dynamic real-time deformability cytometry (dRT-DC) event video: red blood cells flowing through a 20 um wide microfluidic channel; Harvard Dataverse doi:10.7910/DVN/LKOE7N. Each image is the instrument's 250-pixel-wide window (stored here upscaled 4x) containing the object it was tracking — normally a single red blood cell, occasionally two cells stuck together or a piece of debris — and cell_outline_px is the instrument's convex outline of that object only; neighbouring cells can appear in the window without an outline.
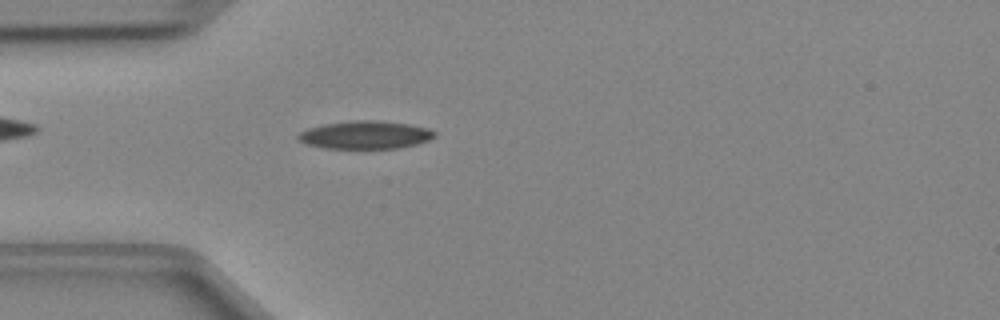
{"species": "Egyptian fruit bat (a non-hibernating species)", "species_latin": "Rousettus aegyptiacus", "temperature_condition": "cold", "stored_images_in_passage": 46, "camera_frame_rate_fps": 3000, "um_per_image_px": 0.085, "animal": {"sex": "female"}, "frame": {"image": 1, "passage_image": 12, "time_ms": 3.667, "image_size_px": [1000, 320], "cell_outline_px": [[436, 136], [428, 140], [416, 144], [396, 148], [324, 148], [308, 144], [300, 140], [296, 136], [300, 132], [308, 128], [324, 124], [352, 120], [376, 120], [408, 124], [428, 128], [436, 132]], "centroid_in_image_um": [31.06, 11.46], "position_along_channel_um": 53.9, "area_um2": 22.08}}
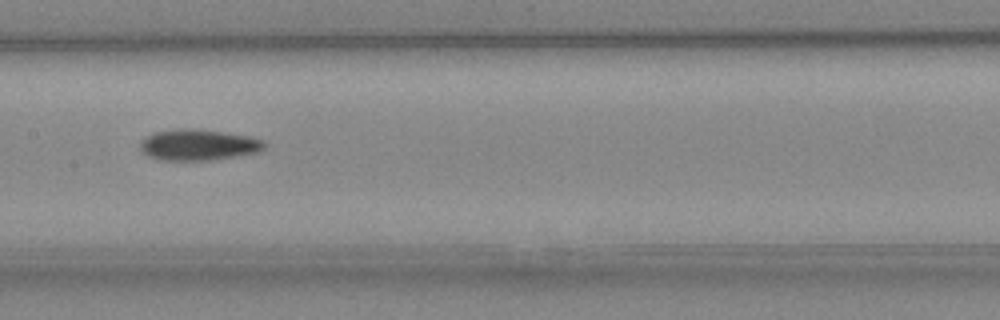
{"frame": {"image": 2, "passage_image": 22, "time_ms": 7.0, "image_size_px": [1000, 320], "cell_outline_px": [[264, 148], [256, 152], [236, 156], [212, 160], [160, 160], [148, 156], [140, 152], [140, 144], [144, 136], [152, 132], [176, 128], [196, 128], [248, 136], [264, 140]], "centroid_in_image_um": [16.78, 12.3], "position_along_channel_um": 190.6, "area_um2": 22.66}}
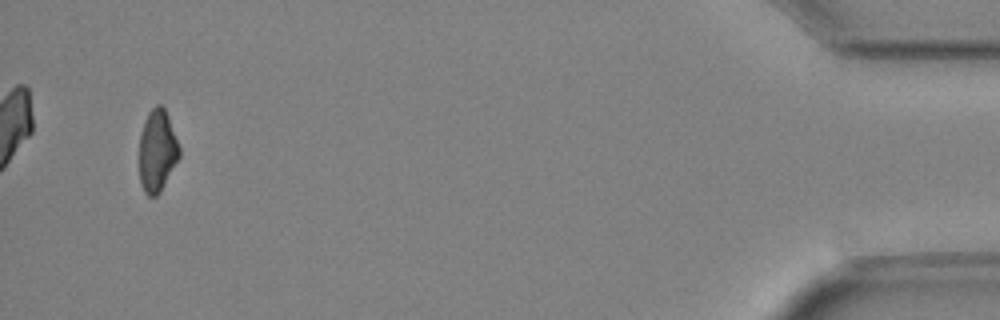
{"frame": {"image": 3, "passage_image": 44, "time_ms": 14.333, "image_size_px": [1000, 320], "cell_outline_px": [[180, 156], [160, 192], [156, 196], [148, 196], [144, 192], [140, 184], [140, 136], [144, 120], [148, 112], [156, 104], [160, 104], [164, 108], [168, 116], [180, 148]], "centroid_in_image_um": [13.36, 12.82], "position_along_channel_um": 421.8, "area_um2": 19.07}}